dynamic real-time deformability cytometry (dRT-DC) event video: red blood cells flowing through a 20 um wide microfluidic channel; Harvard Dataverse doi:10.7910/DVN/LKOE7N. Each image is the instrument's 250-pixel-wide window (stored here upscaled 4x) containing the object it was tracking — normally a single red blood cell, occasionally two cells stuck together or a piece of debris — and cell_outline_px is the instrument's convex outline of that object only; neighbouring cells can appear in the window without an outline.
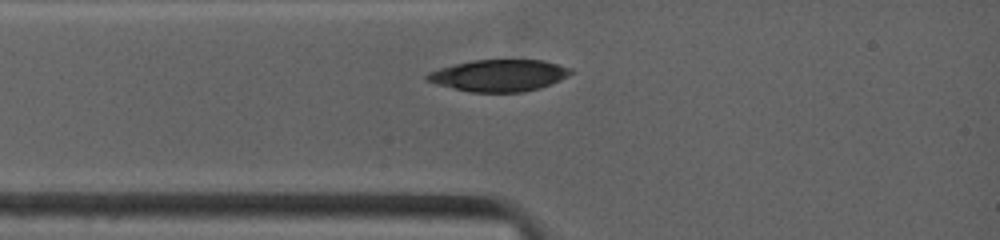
{"species": "common noctule bat (a hibernating species)", "species_latin": "Nyctalus noctula", "temperature_condition": "warm", "stored_images_in_passage": 6, "camera_frame_rate_fps": 4500, "um_per_image_px": 0.085, "animal": {"sex": "female", "body_mass_g": 19.0, "forearm_length_mm": 53.3}, "frame": {"image": 1, "passage_image": 1, "time_ms": 0.0, "image_size_px": [1000, 240], "cell_outline_px": [[576, 72], [560, 80], [540, 88], [520, 92], [472, 92], [436, 84], [424, 80], [424, 76], [428, 72], [440, 68], [472, 60], [544, 60], [572, 68]], "centroid_in_image_um": [42.44, 6.41], "position_along_channel_um": 42.6, "area_um2": 26.65}}
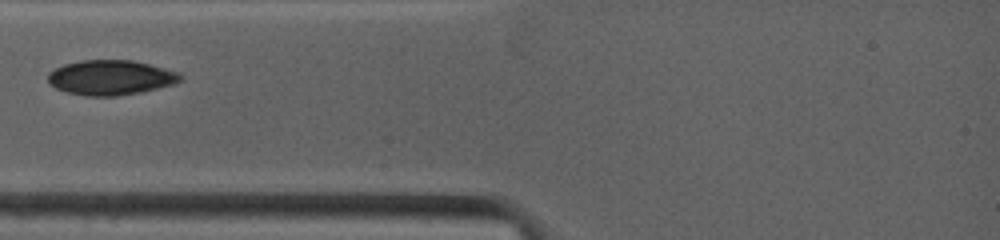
{"frame": {"image": 2, "passage_image": 3, "time_ms": 0.889, "image_size_px": [1000, 240], "cell_outline_px": [[184, 76], [176, 84], [140, 92], [116, 96], [88, 96], [68, 92], [56, 88], [48, 84], [48, 72], [64, 64], [80, 60], [132, 60], [180, 72]], "centroid_in_image_um": [9.42, 6.59], "position_along_channel_um": 75.6, "area_um2": 26.99}}
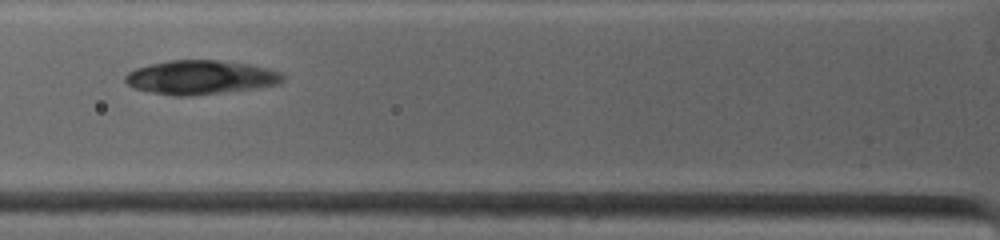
{"frame": {"image": 3, "passage_image": 5, "time_ms": 1.778, "image_size_px": [1000, 240], "cell_outline_px": [[284, 80], [280, 84], [256, 88], [196, 96], [172, 96], [132, 88], [124, 80], [124, 76], [128, 72], [136, 68], [168, 60], [216, 60], [252, 64], [268, 68], [280, 72], [284, 76]], "centroid_in_image_um": [17.06, 6.58], "position_along_channel_um": 108.7, "area_um2": 31.5}}